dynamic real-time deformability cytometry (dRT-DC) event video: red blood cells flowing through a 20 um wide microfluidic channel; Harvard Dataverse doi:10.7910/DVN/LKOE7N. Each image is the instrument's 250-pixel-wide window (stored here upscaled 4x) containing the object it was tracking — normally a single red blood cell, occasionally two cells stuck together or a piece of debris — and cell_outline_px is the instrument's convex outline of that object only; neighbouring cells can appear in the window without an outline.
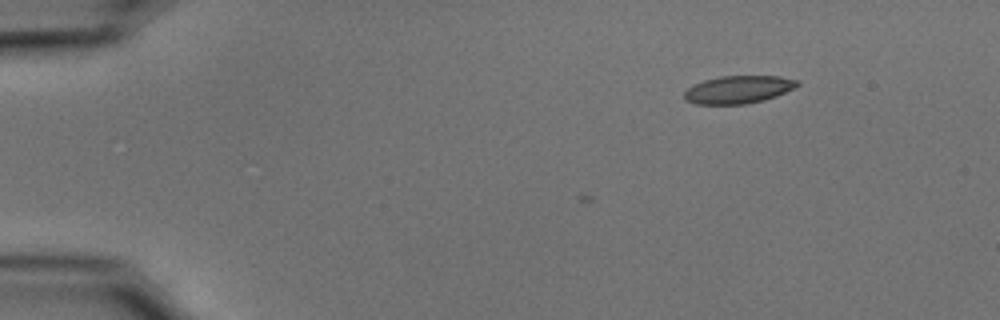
{"species": "common noctule bat (a hibernating species)", "species_latin": "Nyctalus noctula", "temperature_condition": "cold", "stored_images_in_passage": 11, "camera_frame_rate_fps": 3000, "um_per_image_px": 0.085, "animal": {"sex": "male", "body_mass_g": 15.6}, "frame": {"image": 1, "passage_image": 1, "time_ms": 0.0, "image_size_px": [1000, 320], "cell_outline_px": [[800, 84], [796, 88], [776, 96], [764, 100], [744, 104], [696, 104], [688, 100], [684, 96], [684, 92], [688, 88], [704, 80], [720, 76], [780, 76], [800, 80]], "centroid_in_image_um": [62.83, 7.6], "position_along_channel_um": 22.2, "area_um2": 18.26}}